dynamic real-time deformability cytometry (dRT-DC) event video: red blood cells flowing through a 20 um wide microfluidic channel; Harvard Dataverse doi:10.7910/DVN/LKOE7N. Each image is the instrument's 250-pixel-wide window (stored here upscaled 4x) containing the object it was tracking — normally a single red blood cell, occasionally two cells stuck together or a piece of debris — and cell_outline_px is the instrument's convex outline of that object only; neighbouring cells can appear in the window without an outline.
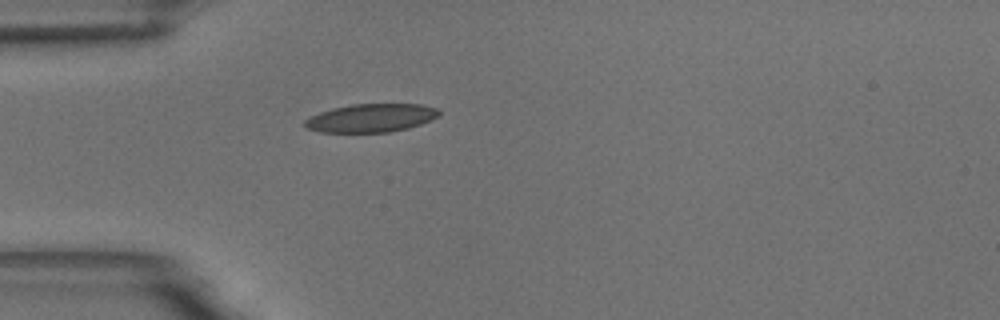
{"species": "common noctule bat (a hibernating species)", "species_latin": "Nyctalus noctula", "temperature_condition": "room temperature", "stored_images_in_passage": 41, "camera_frame_rate_fps": 3000, "um_per_image_px": 0.085, "animal": {"sex": "male", "body_mass_g": 18.8}, "frame": {"image": 1, "passage_image": 1, "time_ms": 0.0, "image_size_px": [1000, 320], "cell_outline_px": [[440, 116], [432, 120], [408, 128], [392, 132], [320, 132], [308, 128], [304, 124], [304, 120], [308, 116], [332, 108], [352, 104], [420, 104], [440, 108]], "centroid_in_image_um": [31.57, 10.02], "position_along_channel_um": 53.4, "area_um2": 22.37}}
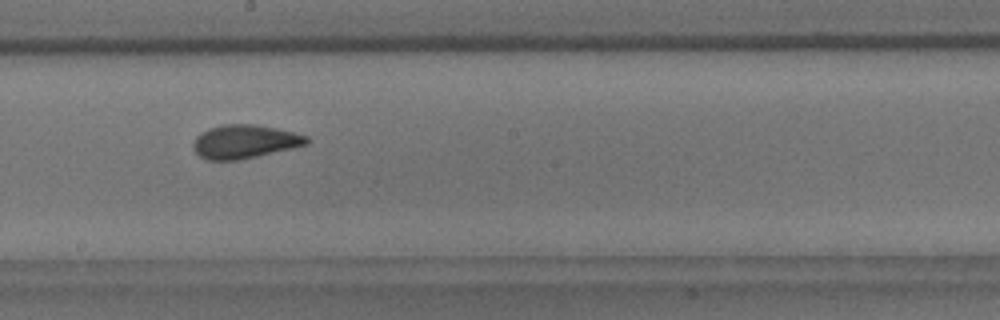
{"frame": {"image": 2, "passage_image": 16, "time_ms": 5.0, "image_size_px": [1000, 320], "cell_outline_px": [[308, 144], [256, 156], [236, 160], [208, 160], [200, 156], [196, 152], [192, 144], [196, 136], [200, 132], [208, 128], [224, 124], [256, 124], [276, 128], [308, 136]], "centroid_in_image_um": [20.76, 12.02], "position_along_channel_um": 227.4, "area_um2": 22.02}}
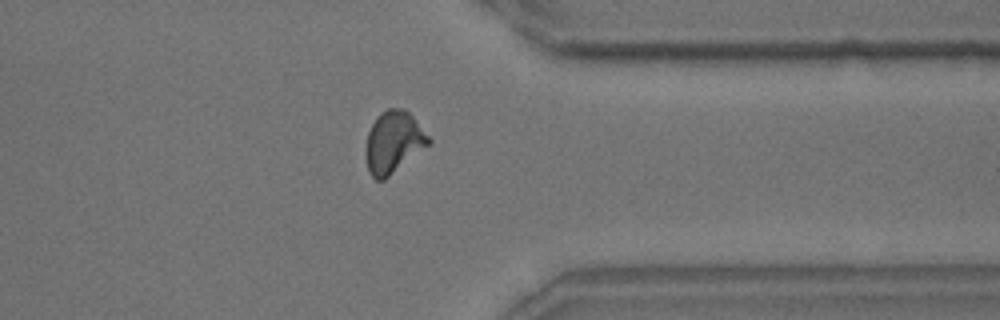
{"frame": {"image": 3, "passage_image": 29, "time_ms": 9.333, "image_size_px": [1000, 320], "cell_outline_px": [[432, 144], [384, 180], [376, 180], [368, 172], [364, 156], [364, 148], [368, 132], [372, 124], [380, 112], [388, 108], [404, 108], [412, 116], [432, 140]], "centroid_in_image_um": [33.43, 12.11], "position_along_channel_um": 378.0, "area_um2": 23.12}, "authors_computed_cell_mechanics": {"area_um2": 21.6172, "velocity_mm_per_s": 3.6096, "shape_relaxation_time_tau1_ms": 5.5688, "shape_relaxation_time_tau2_ms": 1.1741, "deformation_change_tau1": 0.1536, "deformation_change_tau2": 0.0609}}